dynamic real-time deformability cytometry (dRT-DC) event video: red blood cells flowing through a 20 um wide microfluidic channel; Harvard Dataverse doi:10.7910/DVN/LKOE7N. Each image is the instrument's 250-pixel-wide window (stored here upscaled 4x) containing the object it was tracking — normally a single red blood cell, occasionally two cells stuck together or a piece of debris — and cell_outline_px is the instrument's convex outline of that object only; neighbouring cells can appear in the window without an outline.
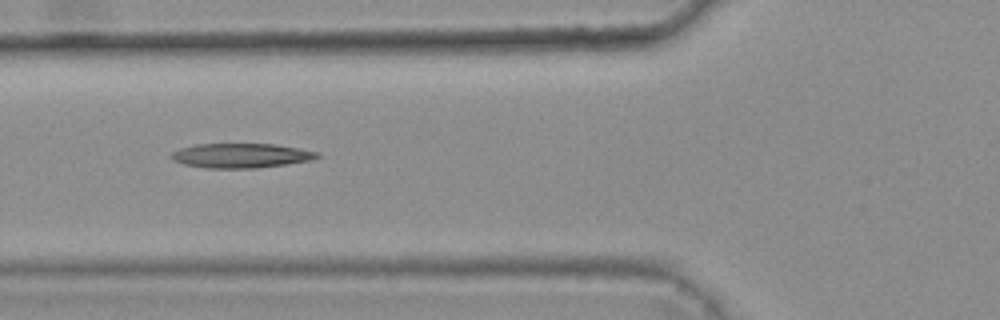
{"species": "common noctule bat (a hibernating species)", "species_latin": "Nyctalus noctula", "temperature_condition": "warm", "stored_images_in_passage": 6, "camera_frame_rate_fps": 3000, "um_per_image_px": 0.085, "animal": {"sex": "female", "body_mass_g": 25.1}, "frame": {"image": 1, "passage_image": 4, "time_ms": 1.0, "image_size_px": [1000, 320], "cell_outline_px": [[320, 156], [312, 160], [256, 168], [204, 168], [184, 164], [172, 160], [172, 152], [180, 148], [196, 144], [276, 144], [300, 148], [320, 152]], "centroid_in_image_um": [20.5, 13.22], "position_along_channel_um": 105.3, "area_um2": 20.87}}
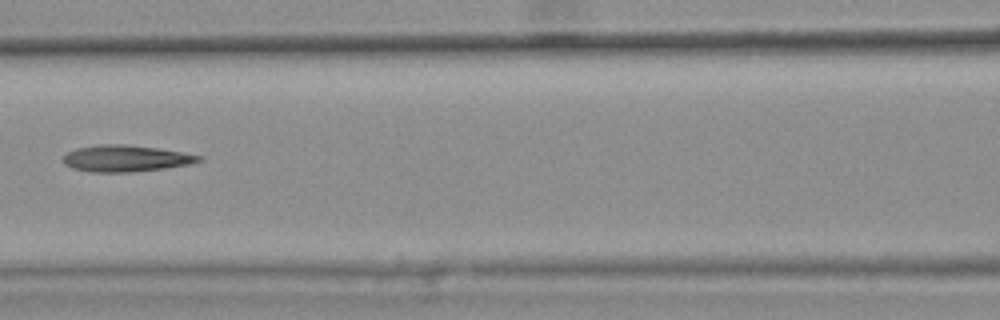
{"frame": {"image": 2, "passage_image": 5, "time_ms": 1.333, "image_size_px": [1000, 320], "cell_outline_px": [[204, 160], [188, 164], [164, 168], [128, 172], [92, 172], [72, 168], [64, 164], [64, 156], [68, 152], [76, 148], [100, 144], [124, 144], [156, 148], [204, 156]], "centroid_in_image_um": [10.68, 13.46], "position_along_channel_um": 155.9, "area_um2": 20.75}}